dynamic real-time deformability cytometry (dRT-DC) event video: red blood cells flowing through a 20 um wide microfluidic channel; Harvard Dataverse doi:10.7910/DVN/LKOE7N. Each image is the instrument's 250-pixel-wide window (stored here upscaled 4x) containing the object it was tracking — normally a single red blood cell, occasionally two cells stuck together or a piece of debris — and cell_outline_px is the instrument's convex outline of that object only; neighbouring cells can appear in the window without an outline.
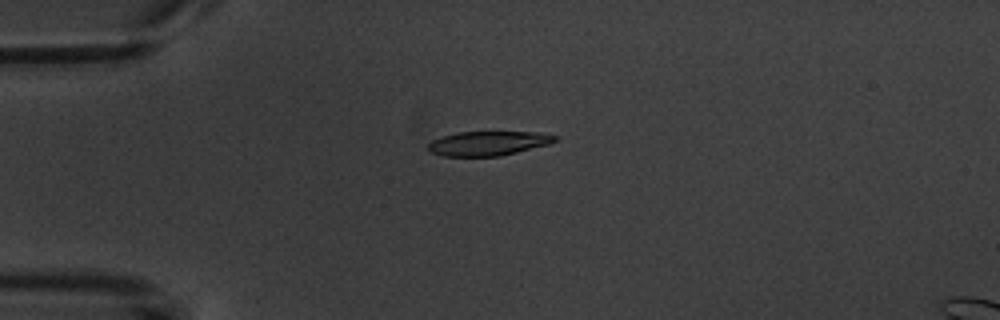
{"species": "common noctule bat (a hibernating species)", "species_latin": "Nyctalus noctula", "temperature_condition": "warm", "stored_images_in_passage": 7, "camera_frame_rate_fps": 3000, "um_per_image_px": 0.085, "animal": {"sex": "male", "body_mass_g": 20.1, "forearm_length_mm": 53.5}, "frame": {"image": 1, "passage_image": 5, "time_ms": 4.667, "image_size_px": [1000, 320], "cell_outline_px": [[556, 140], [548, 144], [500, 156], [444, 156], [432, 152], [428, 148], [428, 144], [432, 140], [440, 136], [460, 132], [536, 132], [556, 136]], "centroid_in_image_um": [41.45, 12.18], "position_along_channel_um": 43.6, "area_um2": 17.74}}